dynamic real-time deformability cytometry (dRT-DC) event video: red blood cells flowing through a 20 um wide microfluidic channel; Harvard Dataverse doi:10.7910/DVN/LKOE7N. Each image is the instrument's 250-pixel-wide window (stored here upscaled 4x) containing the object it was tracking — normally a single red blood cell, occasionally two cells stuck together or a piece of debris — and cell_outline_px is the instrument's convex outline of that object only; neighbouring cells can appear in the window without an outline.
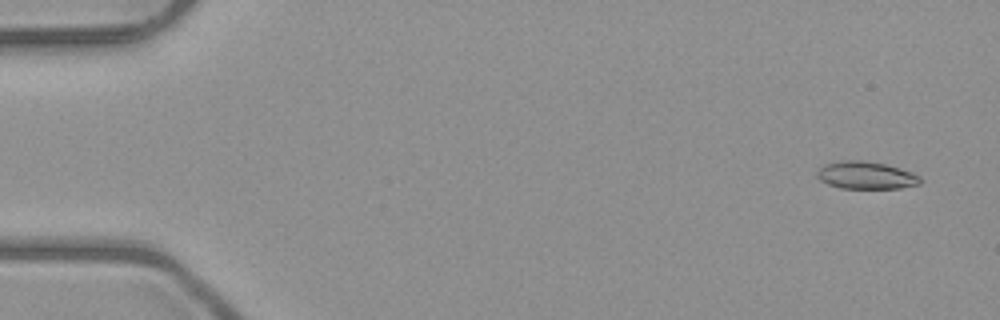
{"species": "common noctule bat (a hibernating species)", "species_latin": "Nyctalus noctula", "temperature_condition": "room temperature", "stored_images_in_passage": 6, "camera_frame_rate_fps": 3000, "um_per_image_px": 0.085, "animal": {"sex": "male", "body_mass_g": 23.1, "forearm_length_mm": 52.7}, "frame": {"image": 1, "passage_image": 1, "time_ms": 0.0, "image_size_px": [1000, 320], "cell_outline_px": [[924, 180], [920, 184], [900, 188], [840, 188], [828, 184], [820, 180], [816, 176], [816, 172], [824, 164], [844, 160], [860, 160], [884, 164], [900, 168], [912, 172], [920, 176]], "centroid_in_image_um": [73.63, 14.9], "position_along_channel_um": 11.4, "area_um2": 16.59}}
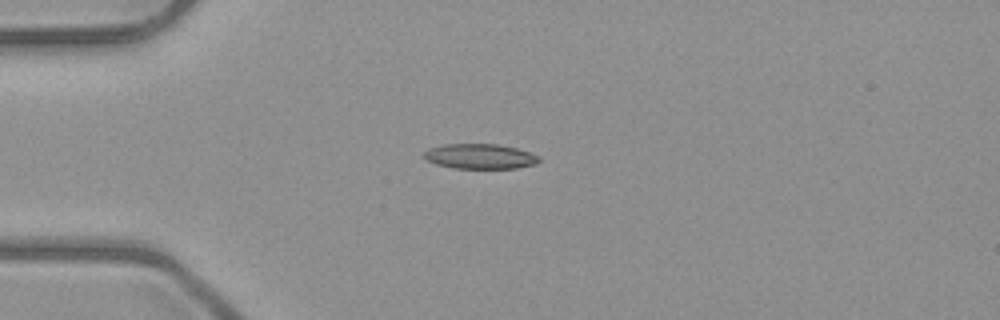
{"frame": {"image": 2, "passage_image": 4, "time_ms": 3.667, "image_size_px": [1000, 320], "cell_outline_px": [[540, 160], [536, 164], [516, 168], [452, 168], [436, 164], [428, 160], [424, 156], [424, 152], [428, 148], [444, 144], [500, 144], [516, 148], [540, 156]], "centroid_in_image_um": [40.81, 13.29], "position_along_channel_um": 44.2, "area_um2": 16.76}}